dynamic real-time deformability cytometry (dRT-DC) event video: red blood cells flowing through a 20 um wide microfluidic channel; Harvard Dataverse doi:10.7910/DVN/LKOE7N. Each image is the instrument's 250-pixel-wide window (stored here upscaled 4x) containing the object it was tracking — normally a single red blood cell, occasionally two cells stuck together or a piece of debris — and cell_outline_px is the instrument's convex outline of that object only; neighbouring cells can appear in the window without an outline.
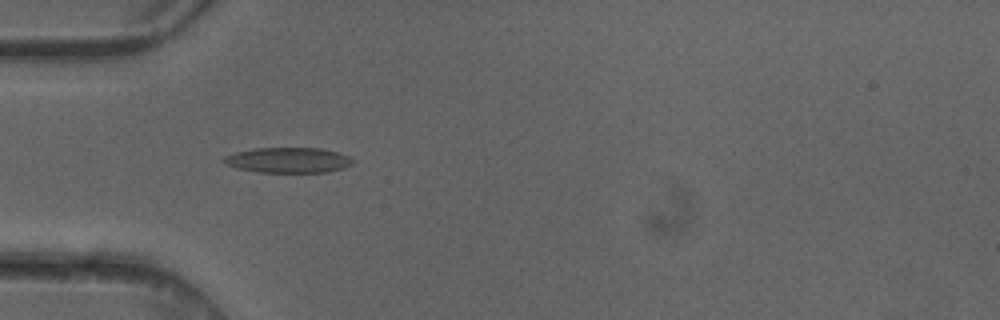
{"species": "common noctule bat (a hibernating species)", "species_latin": "Nyctalus noctula", "temperature_condition": "cold", "stored_images_in_passage": 5, "camera_frame_rate_fps": 3000, "um_per_image_px": 0.085, "animal": {"sex": "female"}, "frame": {"image": 1, "passage_image": 4, "time_ms": 1.0, "image_size_px": [1000, 320], "cell_outline_px": [[356, 160], [352, 164], [344, 168], [328, 172], [260, 172], [236, 168], [224, 164], [224, 156], [236, 152], [252, 148], [320, 148], [340, 152]], "centroid_in_image_um": [24.53, 13.61], "position_along_channel_um": 60.5, "area_um2": 19.19}}
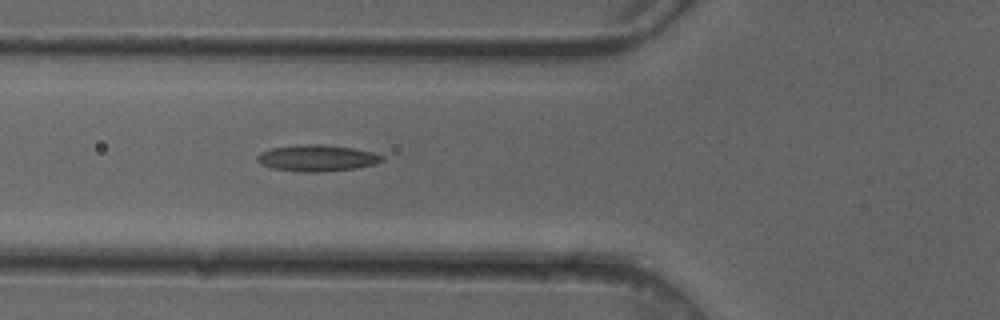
{"frame": {"image": 2, "passage_image": 5, "time_ms": 1.333, "image_size_px": [1000, 320], "cell_outline_px": [[384, 160], [376, 164], [356, 168], [320, 172], [296, 172], [272, 168], [260, 164], [256, 160], [256, 156], [260, 152], [272, 148], [296, 144], [324, 144], [352, 148], [372, 152], [384, 156]], "centroid_in_image_um": [26.92, 13.43], "position_along_channel_um": 98.9, "area_um2": 19.48}}